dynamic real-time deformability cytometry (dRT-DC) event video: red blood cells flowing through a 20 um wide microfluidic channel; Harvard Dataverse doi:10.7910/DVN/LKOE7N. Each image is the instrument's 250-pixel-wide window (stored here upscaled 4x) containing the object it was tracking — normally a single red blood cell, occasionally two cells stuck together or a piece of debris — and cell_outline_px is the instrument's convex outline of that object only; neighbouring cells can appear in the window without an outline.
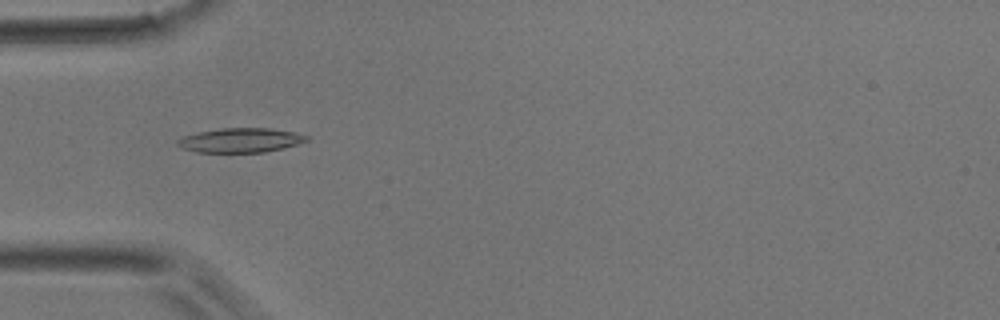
{"species": "common noctule bat (a hibernating species)", "species_latin": "Nyctalus noctula", "temperature_condition": "room temperature", "stored_images_in_passage": 26, "camera_frame_rate_fps": 3000, "um_per_image_px": 0.085, "animal": {"sex": "male", "body_mass_g": 17.9}, "frame": {"image": 1, "passage_image": 1, "time_ms": 0.0, "image_size_px": [1000, 320], "cell_outline_px": [[308, 140], [284, 148], [264, 152], [196, 152], [180, 148], [176, 144], [176, 140], [184, 136], [200, 132], [220, 128], [268, 128], [292, 132], [308, 136]], "centroid_in_image_um": [20.39, 11.93], "position_along_channel_um": 64.6, "area_um2": 18.21}}